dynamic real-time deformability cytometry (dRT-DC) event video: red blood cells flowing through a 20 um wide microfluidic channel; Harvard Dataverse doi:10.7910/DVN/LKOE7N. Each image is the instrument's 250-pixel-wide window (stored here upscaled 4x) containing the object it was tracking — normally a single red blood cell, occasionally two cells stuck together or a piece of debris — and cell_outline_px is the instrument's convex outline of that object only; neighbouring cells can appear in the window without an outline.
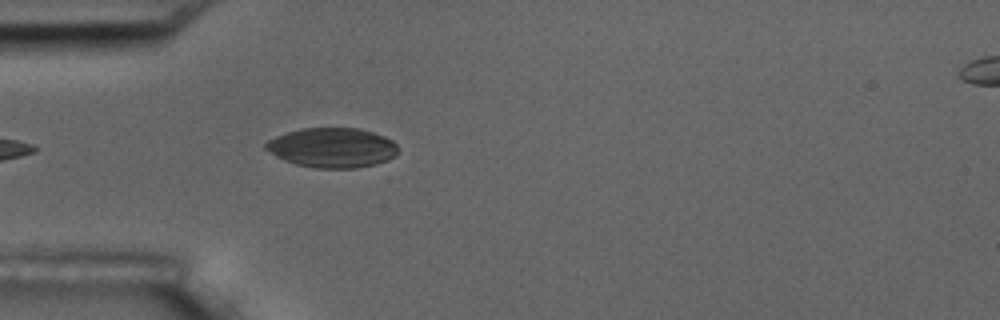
{"species": "common noctule bat (a hibernating species)", "species_latin": "Nyctalus noctula", "temperature_condition": "room temperature", "stored_images_in_passage": 8, "camera_frame_rate_fps": 3000, "um_per_image_px": 0.085, "animal": {"sex": "male", "body_mass_g": 17.5, "forearm_length_mm": 52.3}, "frame": {"image": 1, "passage_image": 1, "time_ms": 0.0, "image_size_px": [1000, 320], "cell_outline_px": [[400, 148], [396, 156], [388, 160], [376, 164], [356, 168], [316, 168], [296, 164], [284, 160], [276, 156], [264, 148], [264, 144], [268, 140], [276, 136], [300, 128], [360, 128], [384, 136], [392, 140]], "centroid_in_image_um": [28.27, 12.55], "position_along_channel_um": 56.7, "area_um2": 30.81}}